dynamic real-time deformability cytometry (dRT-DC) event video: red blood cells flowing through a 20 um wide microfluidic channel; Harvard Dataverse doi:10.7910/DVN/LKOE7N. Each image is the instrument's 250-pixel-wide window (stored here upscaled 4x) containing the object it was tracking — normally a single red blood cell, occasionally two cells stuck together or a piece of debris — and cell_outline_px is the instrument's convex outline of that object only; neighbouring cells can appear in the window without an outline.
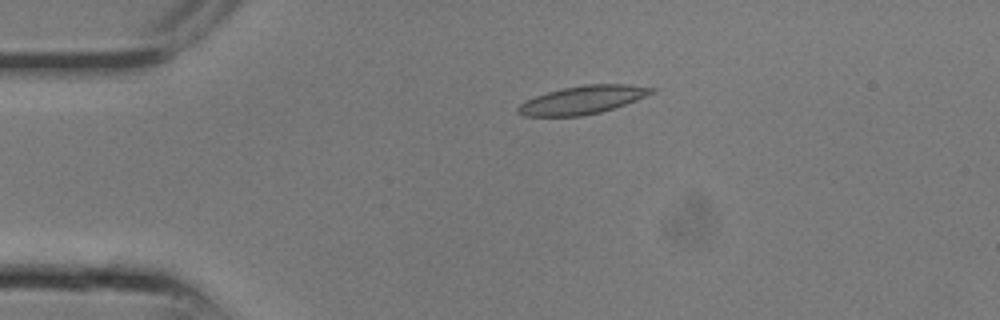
{"species": "common noctule bat (a hibernating species)", "species_latin": "Nyctalus noctula", "temperature_condition": "room temperature", "stored_images_in_passage": 3, "camera_frame_rate_fps": 3000, "um_per_image_px": 0.085, "animal": {"sex": "male", "body_mass_g": 13.3}, "frame": {"image": 1, "passage_image": 1, "time_ms": 0.0, "image_size_px": [1000, 320], "cell_outline_px": [[656, 92], [636, 100], [600, 112], [580, 116], [524, 116], [516, 112], [516, 108], [524, 100], [548, 92], [564, 88], [584, 84], [628, 84], [656, 88]], "centroid_in_image_um": [49.51, 8.49], "position_along_channel_um": 35.5, "area_um2": 21.85}}